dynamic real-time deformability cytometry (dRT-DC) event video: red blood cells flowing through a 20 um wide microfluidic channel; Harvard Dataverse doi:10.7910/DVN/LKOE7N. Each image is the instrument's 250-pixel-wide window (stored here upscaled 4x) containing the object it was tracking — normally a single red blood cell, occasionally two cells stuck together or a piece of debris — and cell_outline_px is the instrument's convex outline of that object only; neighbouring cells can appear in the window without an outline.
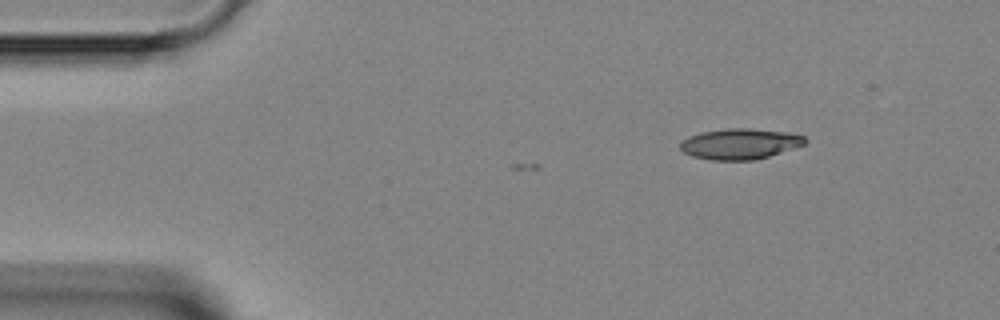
{"species": "Egyptian fruit bat (a non-hibernating species)", "species_latin": "Rousettus aegyptiacus", "temperature_condition": "room temperature", "stored_images_in_passage": 3, "camera_frame_rate_fps": 3000, "um_per_image_px": 0.085, "animal": {"sex": "female"}, "frame": {"image": 1, "passage_image": 1, "time_ms": 0.0, "image_size_px": [1000, 320], "cell_outline_px": [[808, 140], [804, 144], [768, 156], [752, 160], [712, 160], [692, 156], [684, 152], [680, 148], [680, 140], [688, 136], [700, 132], [728, 128], [748, 128], [788, 132], [804, 136]], "centroid_in_image_um": [62.85, 12.22], "position_along_channel_um": 22.1, "area_um2": 22.25}}